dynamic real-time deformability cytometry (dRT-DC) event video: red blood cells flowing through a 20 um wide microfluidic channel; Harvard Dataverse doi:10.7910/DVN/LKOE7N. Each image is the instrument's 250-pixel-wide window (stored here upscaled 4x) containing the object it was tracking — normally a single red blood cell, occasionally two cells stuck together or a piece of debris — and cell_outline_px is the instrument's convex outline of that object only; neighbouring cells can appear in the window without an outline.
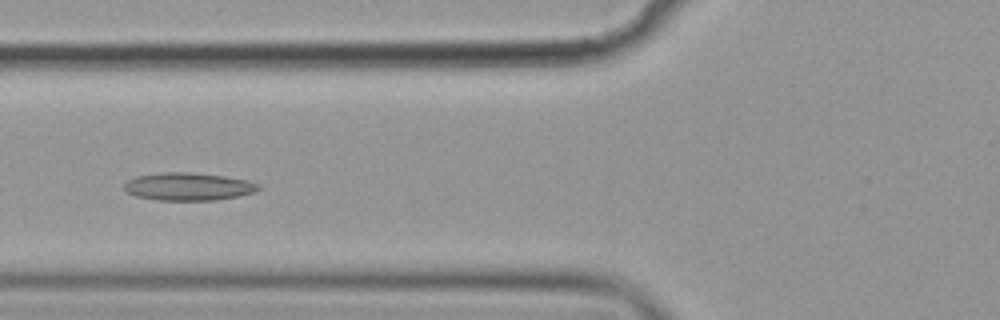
{"species": "common noctule bat (a hibernating species)", "species_latin": "Nyctalus noctula", "temperature_condition": "cold", "stored_images_in_passage": 42, "camera_frame_rate_fps": 3000, "um_per_image_px": 0.085, "animal": {"sex": "female", "body_mass_g": 19.9}, "frame": {"image": 1, "passage_image": 23, "time_ms": 7.333, "image_size_px": [1000, 320], "cell_outline_px": [[260, 188], [256, 192], [240, 196], [212, 200], [156, 200], [136, 196], [124, 192], [124, 184], [128, 180], [136, 176], [164, 172], [188, 172], [224, 176], [248, 180], [260, 184]], "centroid_in_image_um": [16.01, 15.86], "position_along_channel_um": 109.8, "area_um2": 21.85}}
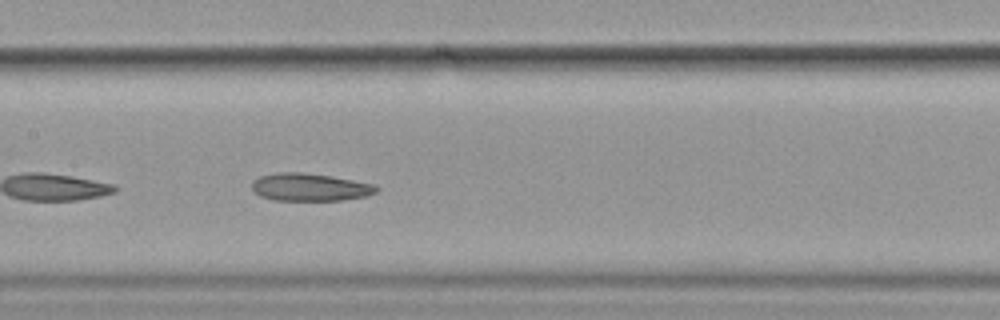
{"frame": {"image": 2, "passage_image": 29, "time_ms": 9.333, "image_size_px": [1000, 320], "cell_outline_px": [[380, 188], [376, 192], [368, 196], [340, 200], [272, 200], [260, 196], [252, 188], [252, 180], [260, 176], [280, 172], [300, 172], [332, 176], [376, 184]], "centroid_in_image_um": [26.37, 15.9], "position_along_channel_um": 181.0, "area_um2": 20.17}}
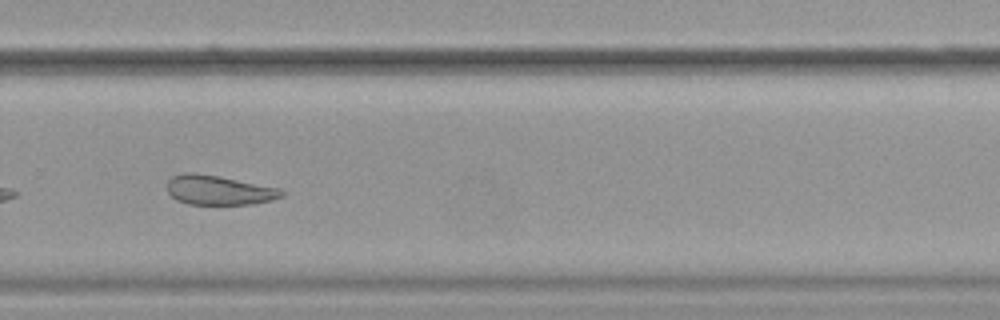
{"frame": {"image": 3, "passage_image": 40, "time_ms": 13.0, "image_size_px": [1000, 320], "cell_outline_px": [[284, 196], [272, 200], [252, 204], [188, 204], [176, 200], [168, 192], [168, 180], [172, 176], [184, 172], [192, 172], [220, 176], [280, 188], [284, 192]], "centroid_in_image_um": [18.61, 16.15], "position_along_channel_um": 311.2, "area_um2": 19.77}}